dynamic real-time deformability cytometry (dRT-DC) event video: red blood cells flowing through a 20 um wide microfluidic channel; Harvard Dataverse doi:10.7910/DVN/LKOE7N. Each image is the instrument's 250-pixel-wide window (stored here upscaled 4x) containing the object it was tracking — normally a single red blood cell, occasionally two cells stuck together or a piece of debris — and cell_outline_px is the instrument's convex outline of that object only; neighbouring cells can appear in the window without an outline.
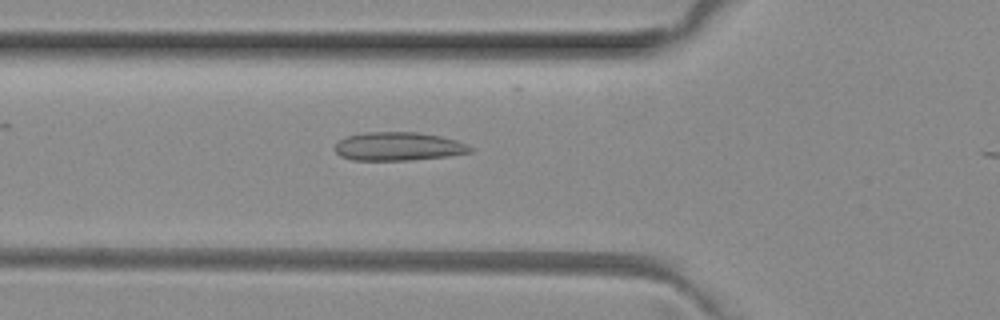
{"species": "common noctule bat (a hibernating species)", "species_latin": "Nyctalus noctula", "temperature_condition": "room temperature", "stored_images_in_passage": 13, "camera_frame_rate_fps": 3000, "um_per_image_px": 0.085, "animal": {"sex": "female", "body_mass_g": 29.2, "forearm_length_mm": 56.3}, "frame": {"image": 1, "passage_image": 12, "time_ms": 3.667, "image_size_px": [1000, 320], "cell_outline_px": [[476, 148], [472, 152], [448, 156], [412, 160], [352, 160], [340, 156], [336, 152], [336, 144], [340, 140], [348, 136], [364, 132], [416, 132], [440, 136], [456, 140]], "centroid_in_image_um": [33.9, 12.45], "position_along_channel_um": 91.9, "area_um2": 22.48}}